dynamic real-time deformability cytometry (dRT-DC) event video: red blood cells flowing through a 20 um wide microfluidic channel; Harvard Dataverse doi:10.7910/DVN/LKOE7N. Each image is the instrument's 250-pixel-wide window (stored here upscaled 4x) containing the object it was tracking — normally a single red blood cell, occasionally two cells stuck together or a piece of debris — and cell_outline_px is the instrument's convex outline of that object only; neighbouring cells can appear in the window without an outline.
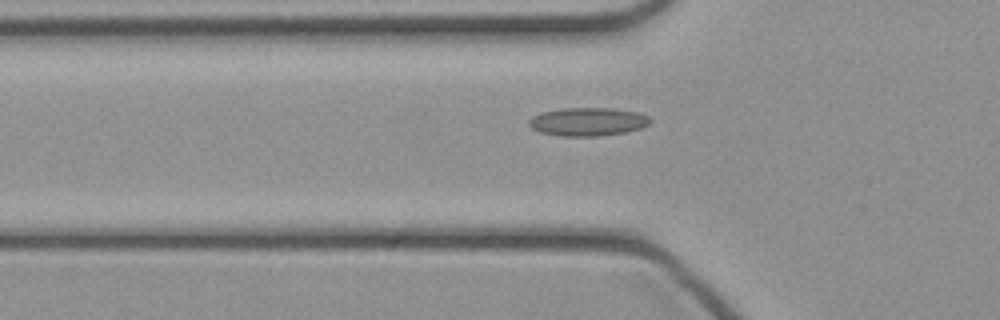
{"species": "common noctule bat (a hibernating species)", "species_latin": "Nyctalus noctula", "temperature_condition": "cold", "stored_images_in_passage": 34, "camera_frame_rate_fps": 3000, "um_per_image_px": 0.085, "animal": {"sex": "female", "body_mass_g": 21.9}, "frame": {"image": 1, "passage_image": 5, "time_ms": 1.333, "image_size_px": [1000, 320], "cell_outline_px": [[652, 120], [648, 124], [640, 128], [628, 132], [600, 136], [560, 136], [540, 132], [532, 128], [528, 124], [528, 120], [532, 116], [540, 112], [560, 108], [612, 108], [640, 112], [648, 116]], "centroid_in_image_um": [49.96, 10.34], "position_along_channel_um": 75.8, "area_um2": 20.29}}
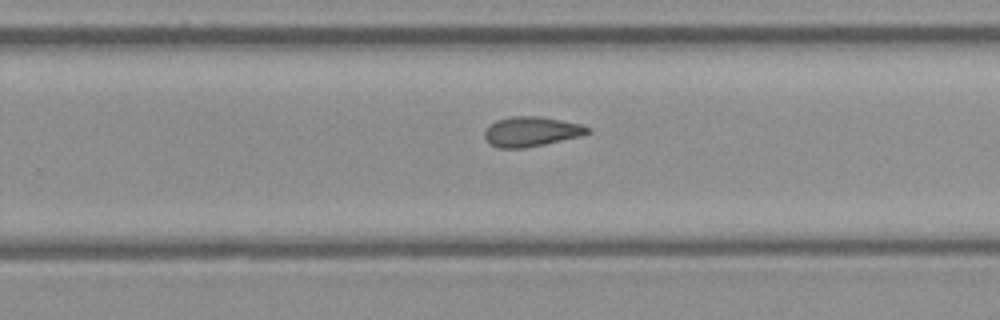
{"frame": {"image": 2, "passage_image": 19, "time_ms": 6.0, "image_size_px": [1000, 320], "cell_outline_px": [[592, 132], [580, 136], [544, 144], [524, 148], [496, 148], [488, 144], [484, 136], [484, 132], [496, 120], [512, 116], [540, 116], [580, 124], [592, 128]], "centroid_in_image_um": [45.16, 11.19], "position_along_channel_um": 284.6, "area_um2": 17.92}}
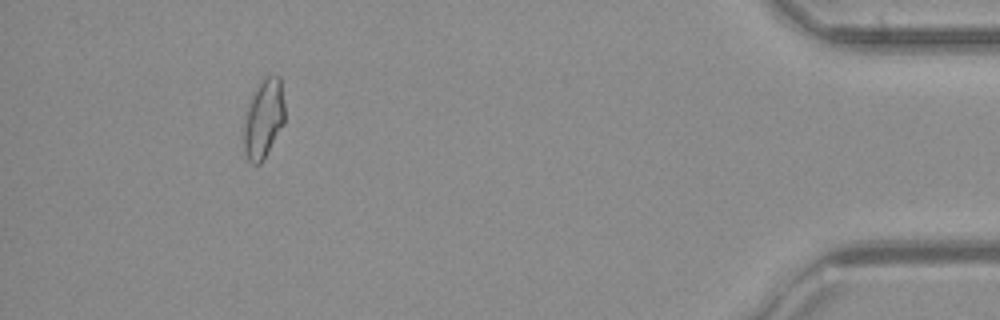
{"frame": {"image": 3, "passage_image": 32, "time_ms": 10.333, "image_size_px": [1000, 320], "cell_outline_px": [[284, 124], [264, 160], [260, 164], [252, 164], [248, 160], [244, 152], [244, 124], [252, 92], [260, 80], [264, 76], [280, 76], [284, 104]], "centroid_in_image_um": [22.41, 10.1], "position_along_channel_um": 412.8, "area_um2": 19.02}}